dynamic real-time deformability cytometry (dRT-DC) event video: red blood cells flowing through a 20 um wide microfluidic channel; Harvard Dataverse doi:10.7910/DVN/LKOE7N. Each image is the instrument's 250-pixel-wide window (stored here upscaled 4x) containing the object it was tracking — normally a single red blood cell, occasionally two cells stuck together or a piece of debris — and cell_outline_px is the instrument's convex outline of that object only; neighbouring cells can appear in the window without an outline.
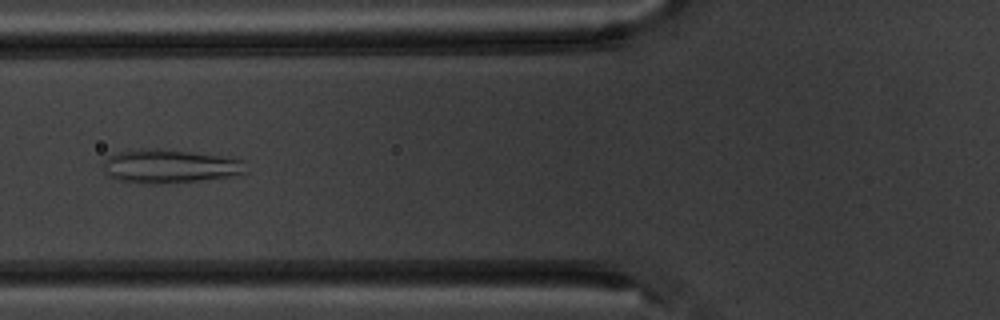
{"species": "common noctule bat (a hibernating species)", "species_latin": "Nyctalus noctula", "temperature_condition": "warm", "stored_images_in_passage": 6, "camera_frame_rate_fps": 3000, "um_per_image_px": 0.085, "animal": {"sex": "male", "body_mass_g": 20.1, "forearm_length_mm": 53.5}, "frame": {"image": 1, "passage_image": 6, "time_ms": 6.0, "image_size_px": [1000, 320], "cell_outline_px": [[248, 172], [244, 176], [156, 184], [140, 184], [120, 180], [108, 176], [100, 164], [108, 156], [120, 152], [140, 148], [156, 148], [228, 156], [244, 160]], "centroid_in_image_um": [14.49, 14.13], "position_along_channel_um": 111.3, "area_um2": 28.78}}